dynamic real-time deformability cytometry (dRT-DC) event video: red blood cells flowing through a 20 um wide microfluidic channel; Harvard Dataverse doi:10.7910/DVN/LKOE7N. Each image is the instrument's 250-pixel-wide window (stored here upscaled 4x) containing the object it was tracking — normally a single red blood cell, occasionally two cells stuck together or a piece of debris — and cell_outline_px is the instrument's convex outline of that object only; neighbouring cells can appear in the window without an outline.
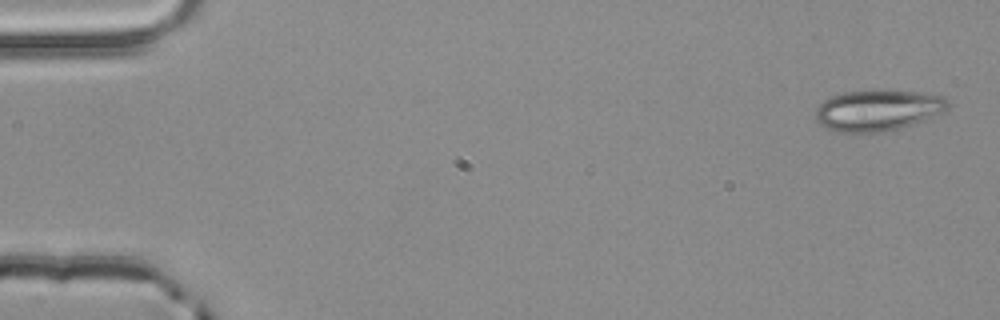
{"species": "common noctule bat (a hibernating species)", "species_latin": "Nyctalus noctula", "temperature_condition": "room temperature", "stored_images_in_passage": 4, "camera_frame_rate_fps": 3000, "um_per_image_px": 0.085, "animal": {"sex": "male", "body_mass_g": 20.4}, "frame": {"image": 1, "passage_image": 1, "time_ms": 0.0, "image_size_px": [1000, 320], "cell_outline_px": [[952, 104], [948, 108], [924, 120], [900, 128], [884, 132], [832, 132], [820, 124], [816, 120], [816, 108], [824, 100], [832, 96], [844, 92], [880, 88], [916, 92], [948, 96]], "centroid_in_image_um": [74.64, 9.35], "position_along_channel_um": 10.4, "area_um2": 32.31}}